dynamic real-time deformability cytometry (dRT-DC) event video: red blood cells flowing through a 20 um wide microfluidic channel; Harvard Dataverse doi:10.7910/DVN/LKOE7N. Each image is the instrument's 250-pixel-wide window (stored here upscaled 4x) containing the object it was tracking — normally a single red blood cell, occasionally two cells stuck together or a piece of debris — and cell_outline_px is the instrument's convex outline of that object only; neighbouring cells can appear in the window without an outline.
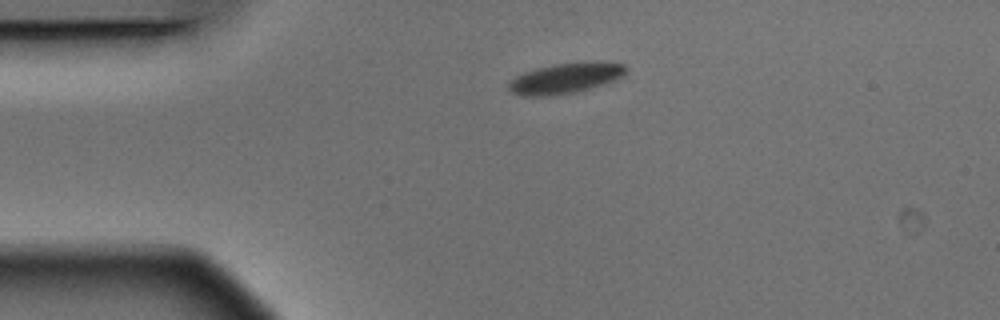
{"species": "Egyptian fruit bat (a non-hibernating species)", "species_latin": "Rousettus aegyptiacus", "temperature_condition": "warm", "stored_images_in_passage": 2, "camera_frame_rate_fps": 3000, "um_per_image_px": 0.085, "animal": {"sex": "male"}, "frame": {"image": 1, "passage_image": 1, "time_ms": 0.0, "image_size_px": [1000, 320], "cell_outline_px": [[628, 68], [624, 76], [604, 84], [572, 92], [544, 96], [524, 96], [512, 92], [508, 88], [508, 84], [516, 76], [524, 72], [536, 68], [556, 64], [584, 60], [624, 64]], "centroid_in_image_um": [48.09, 6.62], "position_along_channel_um": 36.9, "area_um2": 20.75}}